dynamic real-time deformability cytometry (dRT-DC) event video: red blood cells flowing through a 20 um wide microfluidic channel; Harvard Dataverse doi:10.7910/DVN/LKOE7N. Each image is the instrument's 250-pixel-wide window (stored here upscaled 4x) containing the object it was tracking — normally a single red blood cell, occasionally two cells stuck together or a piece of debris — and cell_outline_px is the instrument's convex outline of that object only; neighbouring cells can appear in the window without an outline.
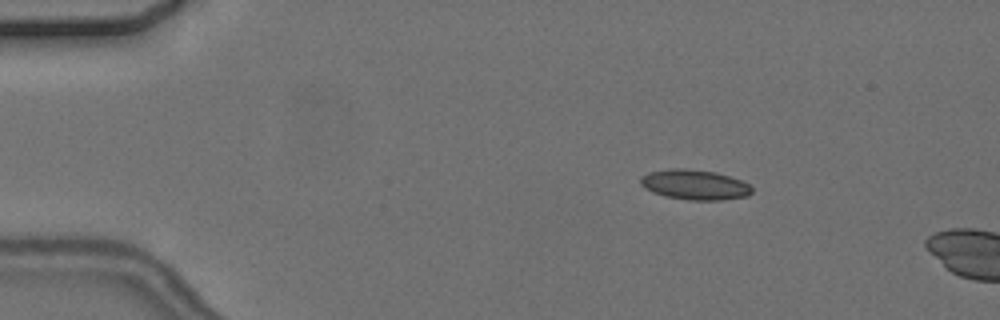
{"species": "common noctule bat (a hibernating species)", "species_latin": "Nyctalus noctula", "temperature_condition": "cold", "stored_images_in_passage": 5, "camera_frame_rate_fps": 3000, "um_per_image_px": 0.085, "animal": {"sex": "female", "body_mass_g": 24.6, "forearm_length_mm": 56.2}, "frame": {"image": 1, "passage_image": 2, "time_ms": 1.0, "image_size_px": [1000, 320], "cell_outline_px": [[752, 192], [748, 196], [724, 200], [688, 200], [664, 196], [652, 192], [644, 188], [640, 184], [640, 176], [648, 172], [668, 168], [684, 168], [716, 172], [740, 180], [748, 184], [752, 188]], "centroid_in_image_um": [59.01, 15.7], "position_along_channel_um": 26.0, "area_um2": 19.71}}